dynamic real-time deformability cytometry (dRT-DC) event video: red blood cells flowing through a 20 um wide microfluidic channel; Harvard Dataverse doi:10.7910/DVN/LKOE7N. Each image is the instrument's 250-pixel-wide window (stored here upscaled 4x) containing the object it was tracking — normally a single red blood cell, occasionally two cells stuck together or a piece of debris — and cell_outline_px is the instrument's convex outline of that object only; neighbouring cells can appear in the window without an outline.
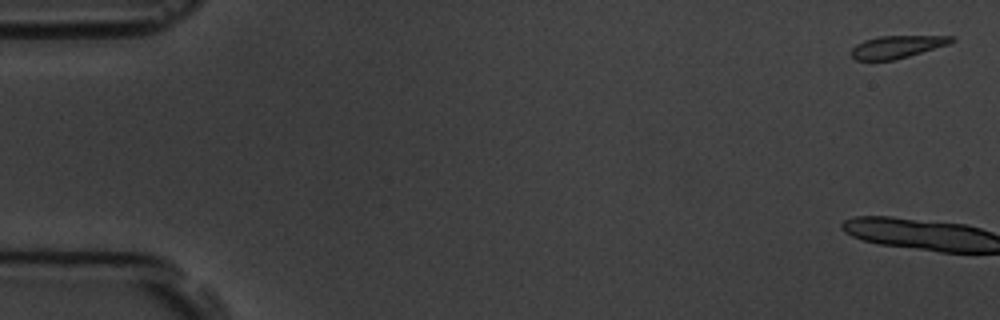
{"species": "common noctule bat (a hibernating species)", "species_latin": "Nyctalus noctula", "temperature_condition": "room temperature", "stored_images_in_passage": 7, "camera_frame_rate_fps": 3000, "um_per_image_px": 0.085, "animal": {"sex": "male", "body_mass_g": 19.5, "forearm_length_mm": 54.6}, "frame": {"image": 1, "passage_image": 1, "time_ms": 0.0, "image_size_px": [1000, 320], "cell_outline_px": [[956, 40], [948, 44], [908, 56], [892, 60], [856, 60], [852, 56], [852, 48], [856, 44], [864, 40], [880, 36], [956, 36]], "centroid_in_image_um": [76.25, 3.97], "position_along_channel_um": 8.7, "area_um2": 12.95}}
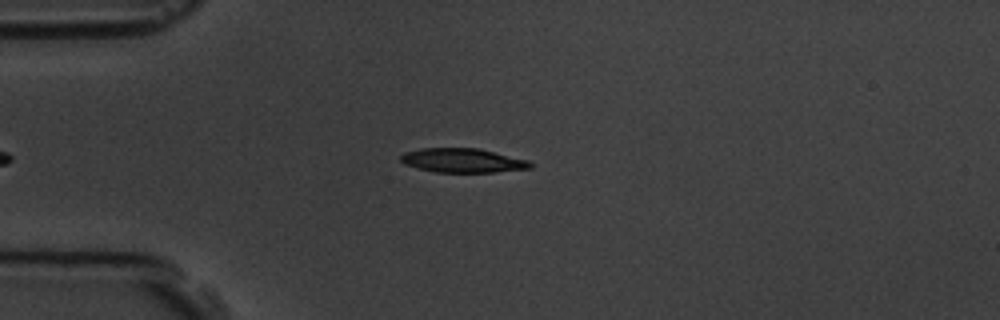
{"frame": {"image": 2, "passage_image": 7, "time_ms": 7.0, "image_size_px": [1000, 320], "cell_outline_px": [[532, 168], [492, 172], [436, 172], [404, 164], [400, 160], [400, 156], [404, 152], [420, 148], [480, 148], [528, 160], [532, 164]], "centroid_in_image_um": [39.32, 13.63], "position_along_channel_um": 45.7, "area_um2": 18.21}}